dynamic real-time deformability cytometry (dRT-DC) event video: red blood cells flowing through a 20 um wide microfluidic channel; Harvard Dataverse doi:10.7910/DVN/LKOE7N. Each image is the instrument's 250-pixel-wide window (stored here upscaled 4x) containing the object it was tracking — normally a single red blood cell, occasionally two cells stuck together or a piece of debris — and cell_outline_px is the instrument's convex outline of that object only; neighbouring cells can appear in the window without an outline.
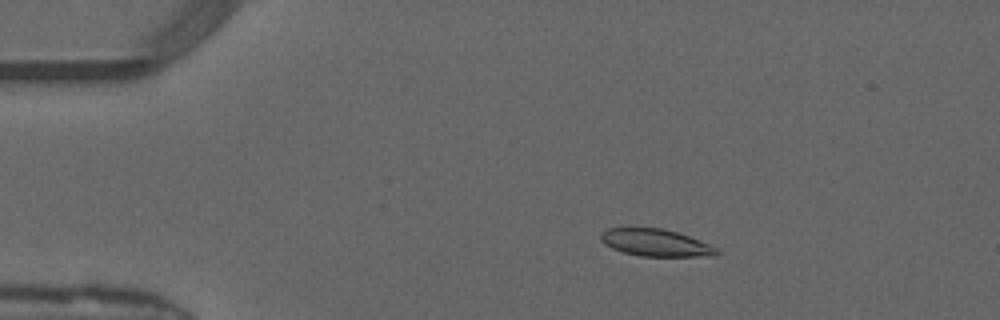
{"species": "common noctule bat (a hibernating species)", "species_latin": "Nyctalus noctula", "temperature_condition": "warm", "stored_images_in_passage": 50, "camera_frame_rate_fps": 3000, "um_per_image_px": 0.085, "animal": {"sex": "male", "forearm_length_mm": 52.5}, "frame": {"image": 1, "passage_image": 9, "time_ms": 2.667, "image_size_px": [1000, 320], "cell_outline_px": [[720, 252], [716, 256], [640, 256], [624, 252], [612, 248], [604, 244], [600, 240], [600, 232], [608, 228], [664, 228], [688, 236], [708, 244], [716, 248]], "centroid_in_image_um": [55.7, 20.63], "position_along_channel_um": 29.3, "area_um2": 18.26}}
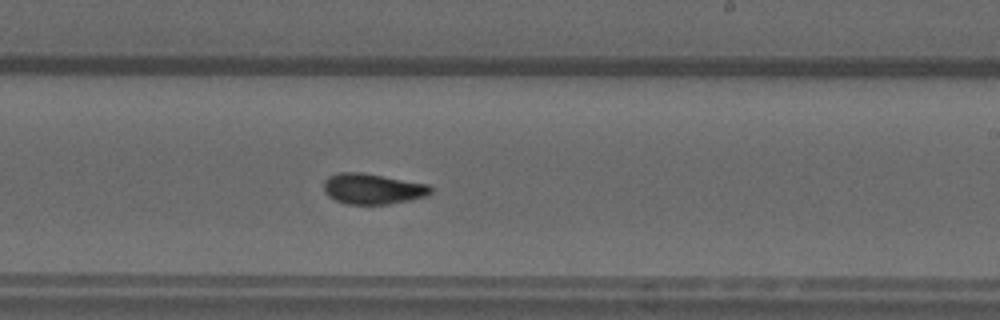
{"frame": {"image": 2, "passage_image": 30, "time_ms": 9.667, "image_size_px": [1000, 320], "cell_outline_px": [[432, 192], [428, 196], [412, 200], [388, 204], [348, 204], [336, 200], [328, 196], [324, 192], [324, 180], [328, 176], [336, 172], [360, 172], [428, 184], [432, 188]], "centroid_in_image_um": [31.67, 16.05], "position_along_channel_um": 257.3, "area_um2": 19.19}}
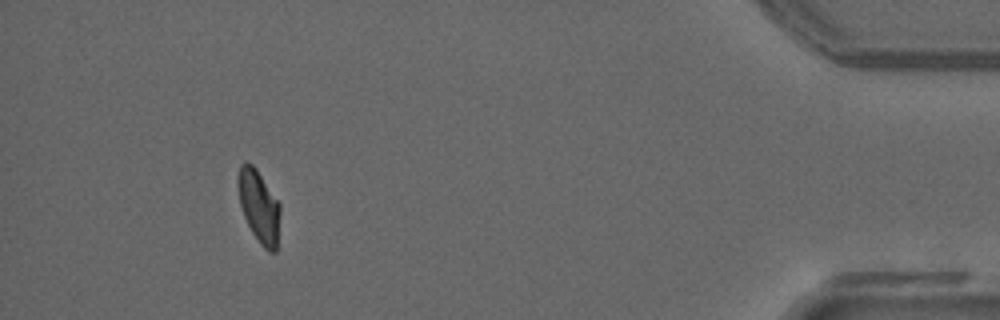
{"frame": {"image": 3, "passage_image": 46, "time_ms": 15.0, "image_size_px": [1000, 320], "cell_outline_px": [[280, 212], [276, 252], [268, 252], [260, 244], [252, 232], [244, 216], [240, 204], [236, 184], [236, 180], [240, 164], [252, 164], [256, 168], [280, 204]], "centroid_in_image_um": [21.99, 17.54], "position_along_channel_um": 413.2, "area_um2": 17.74}, "authors_computed_cell_mechanics": {"area_um2": 18.5249, "velocity_mm_per_s": 4.1188, "shape_relaxation_time_tau1_ms": null, "shape_relaxation_time_tau2_ms": 1.9624, "deformation_change_tau1": null, "deformation_change_tau2": 0.0702}}